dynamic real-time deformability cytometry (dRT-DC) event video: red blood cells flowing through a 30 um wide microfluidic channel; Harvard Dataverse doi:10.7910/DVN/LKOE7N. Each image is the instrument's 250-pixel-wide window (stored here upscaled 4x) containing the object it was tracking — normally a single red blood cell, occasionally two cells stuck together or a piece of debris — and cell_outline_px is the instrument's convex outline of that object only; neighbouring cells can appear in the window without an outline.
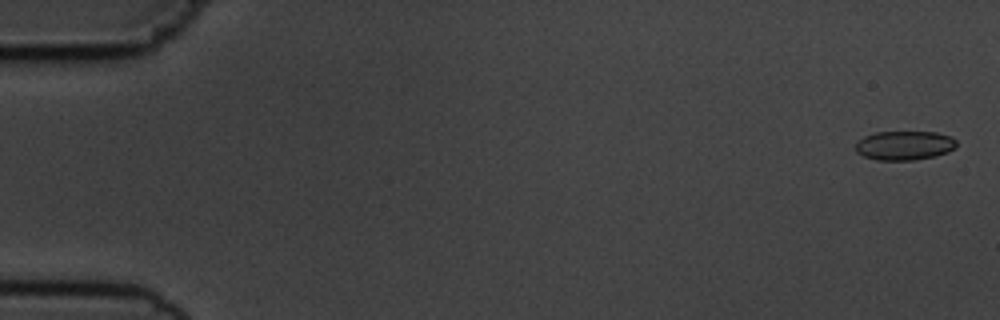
{"species": "common noctule bat (a hibernating species)", "species_latin": "Nyctalus noctula", "temperature_condition": "cold", "stored_images_in_passage": 5, "camera_frame_rate_fps": 3000, "um_per_image_px": 0.085, "animal": {"sex": "male", "body_mass_g": 19.5, "forearm_length_mm": 54.6}, "frame": {"image": 1, "passage_image": 1, "time_ms": 0.0, "image_size_px": [1000, 320], "cell_outline_px": [[956, 148], [948, 152], [936, 156], [916, 160], [876, 160], [864, 156], [856, 152], [856, 144], [864, 136], [876, 132], [936, 132], [952, 136], [956, 140]], "centroid_in_image_um": [76.91, 12.37], "position_along_channel_um": 8.1, "area_um2": 17.28}}
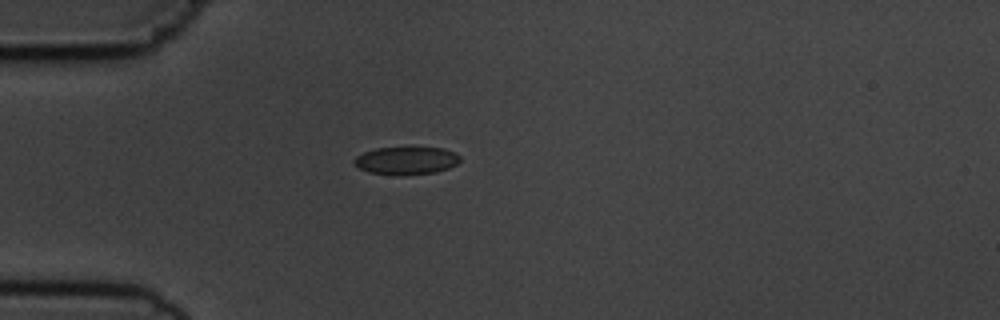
{"frame": {"image": 2, "passage_image": 5, "time_ms": 4.667, "image_size_px": [1000, 320], "cell_outline_px": [[460, 160], [456, 164], [448, 168], [436, 172], [368, 172], [360, 168], [352, 160], [356, 156], [364, 152], [376, 148], [444, 148], [460, 156]], "centroid_in_image_um": [34.54, 13.6], "position_along_channel_um": 50.5, "area_um2": 16.07}}